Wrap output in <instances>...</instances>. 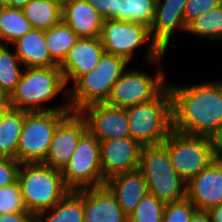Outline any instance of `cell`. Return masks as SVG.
Listing matches in <instances>:
<instances>
[{
	"label": "cell",
	"instance_id": "cell-1",
	"mask_svg": "<svg viewBox=\"0 0 222 222\" xmlns=\"http://www.w3.org/2000/svg\"><path fill=\"white\" fill-rule=\"evenodd\" d=\"M172 97V129L189 135L212 137L222 126V81L175 86Z\"/></svg>",
	"mask_w": 222,
	"mask_h": 222
},
{
	"label": "cell",
	"instance_id": "cell-2",
	"mask_svg": "<svg viewBox=\"0 0 222 222\" xmlns=\"http://www.w3.org/2000/svg\"><path fill=\"white\" fill-rule=\"evenodd\" d=\"M59 66L26 68L15 91L10 95L11 107L26 112L71 111L69 102L63 106H44L66 88Z\"/></svg>",
	"mask_w": 222,
	"mask_h": 222
},
{
	"label": "cell",
	"instance_id": "cell-3",
	"mask_svg": "<svg viewBox=\"0 0 222 222\" xmlns=\"http://www.w3.org/2000/svg\"><path fill=\"white\" fill-rule=\"evenodd\" d=\"M18 182L27 210L37 216L53 208L70 190L62 172L43 163H23Z\"/></svg>",
	"mask_w": 222,
	"mask_h": 222
},
{
	"label": "cell",
	"instance_id": "cell-4",
	"mask_svg": "<svg viewBox=\"0 0 222 222\" xmlns=\"http://www.w3.org/2000/svg\"><path fill=\"white\" fill-rule=\"evenodd\" d=\"M128 63L121 56L104 52L91 72L81 76L71 89L66 88L71 112H79L93 103L105 102L112 86L126 70Z\"/></svg>",
	"mask_w": 222,
	"mask_h": 222
},
{
	"label": "cell",
	"instance_id": "cell-5",
	"mask_svg": "<svg viewBox=\"0 0 222 222\" xmlns=\"http://www.w3.org/2000/svg\"><path fill=\"white\" fill-rule=\"evenodd\" d=\"M139 170L143 174L149 194L170 203L187 197V183L172 166L168 149L163 144L143 146Z\"/></svg>",
	"mask_w": 222,
	"mask_h": 222
},
{
	"label": "cell",
	"instance_id": "cell-6",
	"mask_svg": "<svg viewBox=\"0 0 222 222\" xmlns=\"http://www.w3.org/2000/svg\"><path fill=\"white\" fill-rule=\"evenodd\" d=\"M130 137L142 146L162 144L172 130V97L168 87L152 101L126 108Z\"/></svg>",
	"mask_w": 222,
	"mask_h": 222
},
{
	"label": "cell",
	"instance_id": "cell-7",
	"mask_svg": "<svg viewBox=\"0 0 222 222\" xmlns=\"http://www.w3.org/2000/svg\"><path fill=\"white\" fill-rule=\"evenodd\" d=\"M101 41L106 53L121 56L129 63L137 48L151 39L148 52L147 63L161 64V58L165 52L152 40L150 28L129 21L116 19L104 20Z\"/></svg>",
	"mask_w": 222,
	"mask_h": 222
},
{
	"label": "cell",
	"instance_id": "cell-8",
	"mask_svg": "<svg viewBox=\"0 0 222 222\" xmlns=\"http://www.w3.org/2000/svg\"><path fill=\"white\" fill-rule=\"evenodd\" d=\"M71 111L26 112L17 148V160L42 163L48 153L55 129Z\"/></svg>",
	"mask_w": 222,
	"mask_h": 222
},
{
	"label": "cell",
	"instance_id": "cell-9",
	"mask_svg": "<svg viewBox=\"0 0 222 222\" xmlns=\"http://www.w3.org/2000/svg\"><path fill=\"white\" fill-rule=\"evenodd\" d=\"M171 157L172 166L187 183L214 160L212 139L171 130L162 143Z\"/></svg>",
	"mask_w": 222,
	"mask_h": 222
},
{
	"label": "cell",
	"instance_id": "cell-10",
	"mask_svg": "<svg viewBox=\"0 0 222 222\" xmlns=\"http://www.w3.org/2000/svg\"><path fill=\"white\" fill-rule=\"evenodd\" d=\"M100 142L87 131L79 140L74 154L61 171L70 191L90 189L105 185L101 168Z\"/></svg>",
	"mask_w": 222,
	"mask_h": 222
},
{
	"label": "cell",
	"instance_id": "cell-11",
	"mask_svg": "<svg viewBox=\"0 0 222 222\" xmlns=\"http://www.w3.org/2000/svg\"><path fill=\"white\" fill-rule=\"evenodd\" d=\"M154 76L139 70H125L111 88L107 104L128 108L157 98L167 87L166 74L161 67Z\"/></svg>",
	"mask_w": 222,
	"mask_h": 222
},
{
	"label": "cell",
	"instance_id": "cell-12",
	"mask_svg": "<svg viewBox=\"0 0 222 222\" xmlns=\"http://www.w3.org/2000/svg\"><path fill=\"white\" fill-rule=\"evenodd\" d=\"M79 113L84 117L88 131L99 142L130 137L125 108L98 102L85 106Z\"/></svg>",
	"mask_w": 222,
	"mask_h": 222
},
{
	"label": "cell",
	"instance_id": "cell-13",
	"mask_svg": "<svg viewBox=\"0 0 222 222\" xmlns=\"http://www.w3.org/2000/svg\"><path fill=\"white\" fill-rule=\"evenodd\" d=\"M88 131L84 117L70 112L56 127L44 165L62 171L76 150L80 138Z\"/></svg>",
	"mask_w": 222,
	"mask_h": 222
},
{
	"label": "cell",
	"instance_id": "cell-14",
	"mask_svg": "<svg viewBox=\"0 0 222 222\" xmlns=\"http://www.w3.org/2000/svg\"><path fill=\"white\" fill-rule=\"evenodd\" d=\"M102 176L108 180L114 175L139 169L143 146L131 137L100 142Z\"/></svg>",
	"mask_w": 222,
	"mask_h": 222
},
{
	"label": "cell",
	"instance_id": "cell-15",
	"mask_svg": "<svg viewBox=\"0 0 222 222\" xmlns=\"http://www.w3.org/2000/svg\"><path fill=\"white\" fill-rule=\"evenodd\" d=\"M101 38H79L59 65L66 86L72 85L83 75L91 72L104 54Z\"/></svg>",
	"mask_w": 222,
	"mask_h": 222
},
{
	"label": "cell",
	"instance_id": "cell-16",
	"mask_svg": "<svg viewBox=\"0 0 222 222\" xmlns=\"http://www.w3.org/2000/svg\"><path fill=\"white\" fill-rule=\"evenodd\" d=\"M187 198L198 210L222 204V162L214 160L187 182Z\"/></svg>",
	"mask_w": 222,
	"mask_h": 222
},
{
	"label": "cell",
	"instance_id": "cell-17",
	"mask_svg": "<svg viewBox=\"0 0 222 222\" xmlns=\"http://www.w3.org/2000/svg\"><path fill=\"white\" fill-rule=\"evenodd\" d=\"M188 0H156L150 27L152 40L165 52L176 29L186 31L184 9Z\"/></svg>",
	"mask_w": 222,
	"mask_h": 222
},
{
	"label": "cell",
	"instance_id": "cell-18",
	"mask_svg": "<svg viewBox=\"0 0 222 222\" xmlns=\"http://www.w3.org/2000/svg\"><path fill=\"white\" fill-rule=\"evenodd\" d=\"M83 211L85 222H128V216L105 185L83 189Z\"/></svg>",
	"mask_w": 222,
	"mask_h": 222
},
{
	"label": "cell",
	"instance_id": "cell-19",
	"mask_svg": "<svg viewBox=\"0 0 222 222\" xmlns=\"http://www.w3.org/2000/svg\"><path fill=\"white\" fill-rule=\"evenodd\" d=\"M105 186L127 216L149 193L147 182L139 169L114 175L105 181Z\"/></svg>",
	"mask_w": 222,
	"mask_h": 222
},
{
	"label": "cell",
	"instance_id": "cell-20",
	"mask_svg": "<svg viewBox=\"0 0 222 222\" xmlns=\"http://www.w3.org/2000/svg\"><path fill=\"white\" fill-rule=\"evenodd\" d=\"M62 20L79 38L101 36L104 18L85 0H70L62 7Z\"/></svg>",
	"mask_w": 222,
	"mask_h": 222
},
{
	"label": "cell",
	"instance_id": "cell-21",
	"mask_svg": "<svg viewBox=\"0 0 222 222\" xmlns=\"http://www.w3.org/2000/svg\"><path fill=\"white\" fill-rule=\"evenodd\" d=\"M12 46L24 68L59 66L50 56L43 30L31 29Z\"/></svg>",
	"mask_w": 222,
	"mask_h": 222
},
{
	"label": "cell",
	"instance_id": "cell-22",
	"mask_svg": "<svg viewBox=\"0 0 222 222\" xmlns=\"http://www.w3.org/2000/svg\"><path fill=\"white\" fill-rule=\"evenodd\" d=\"M36 222H85L83 189L69 191L53 208L39 213Z\"/></svg>",
	"mask_w": 222,
	"mask_h": 222
},
{
	"label": "cell",
	"instance_id": "cell-23",
	"mask_svg": "<svg viewBox=\"0 0 222 222\" xmlns=\"http://www.w3.org/2000/svg\"><path fill=\"white\" fill-rule=\"evenodd\" d=\"M24 111L11 108L0 121V159L17 160Z\"/></svg>",
	"mask_w": 222,
	"mask_h": 222
},
{
	"label": "cell",
	"instance_id": "cell-24",
	"mask_svg": "<svg viewBox=\"0 0 222 222\" xmlns=\"http://www.w3.org/2000/svg\"><path fill=\"white\" fill-rule=\"evenodd\" d=\"M156 0H113V19L151 27Z\"/></svg>",
	"mask_w": 222,
	"mask_h": 222
},
{
	"label": "cell",
	"instance_id": "cell-25",
	"mask_svg": "<svg viewBox=\"0 0 222 222\" xmlns=\"http://www.w3.org/2000/svg\"><path fill=\"white\" fill-rule=\"evenodd\" d=\"M22 10L32 29L47 31L62 21V7L50 0H30Z\"/></svg>",
	"mask_w": 222,
	"mask_h": 222
},
{
	"label": "cell",
	"instance_id": "cell-26",
	"mask_svg": "<svg viewBox=\"0 0 222 222\" xmlns=\"http://www.w3.org/2000/svg\"><path fill=\"white\" fill-rule=\"evenodd\" d=\"M78 39L77 34L63 20L45 31L50 56L58 65L63 62Z\"/></svg>",
	"mask_w": 222,
	"mask_h": 222
},
{
	"label": "cell",
	"instance_id": "cell-27",
	"mask_svg": "<svg viewBox=\"0 0 222 222\" xmlns=\"http://www.w3.org/2000/svg\"><path fill=\"white\" fill-rule=\"evenodd\" d=\"M31 29L30 21L25 17L23 10L0 8V38L4 45H12Z\"/></svg>",
	"mask_w": 222,
	"mask_h": 222
},
{
	"label": "cell",
	"instance_id": "cell-28",
	"mask_svg": "<svg viewBox=\"0 0 222 222\" xmlns=\"http://www.w3.org/2000/svg\"><path fill=\"white\" fill-rule=\"evenodd\" d=\"M186 32L201 39L222 41V4L202 13L187 25Z\"/></svg>",
	"mask_w": 222,
	"mask_h": 222
},
{
	"label": "cell",
	"instance_id": "cell-29",
	"mask_svg": "<svg viewBox=\"0 0 222 222\" xmlns=\"http://www.w3.org/2000/svg\"><path fill=\"white\" fill-rule=\"evenodd\" d=\"M8 45L0 47V89L10 96L21 79L23 64L17 57L15 50L10 52Z\"/></svg>",
	"mask_w": 222,
	"mask_h": 222
},
{
	"label": "cell",
	"instance_id": "cell-30",
	"mask_svg": "<svg viewBox=\"0 0 222 222\" xmlns=\"http://www.w3.org/2000/svg\"><path fill=\"white\" fill-rule=\"evenodd\" d=\"M165 203L147 194L128 216V222H162Z\"/></svg>",
	"mask_w": 222,
	"mask_h": 222
},
{
	"label": "cell",
	"instance_id": "cell-31",
	"mask_svg": "<svg viewBox=\"0 0 222 222\" xmlns=\"http://www.w3.org/2000/svg\"><path fill=\"white\" fill-rule=\"evenodd\" d=\"M29 212L25 206L19 182L0 187V214Z\"/></svg>",
	"mask_w": 222,
	"mask_h": 222
},
{
	"label": "cell",
	"instance_id": "cell-32",
	"mask_svg": "<svg viewBox=\"0 0 222 222\" xmlns=\"http://www.w3.org/2000/svg\"><path fill=\"white\" fill-rule=\"evenodd\" d=\"M196 210L187 197L179 201L165 203L162 222H189Z\"/></svg>",
	"mask_w": 222,
	"mask_h": 222
},
{
	"label": "cell",
	"instance_id": "cell-33",
	"mask_svg": "<svg viewBox=\"0 0 222 222\" xmlns=\"http://www.w3.org/2000/svg\"><path fill=\"white\" fill-rule=\"evenodd\" d=\"M222 4V0H188L184 9V20L187 26L202 13L211 11Z\"/></svg>",
	"mask_w": 222,
	"mask_h": 222
},
{
	"label": "cell",
	"instance_id": "cell-34",
	"mask_svg": "<svg viewBox=\"0 0 222 222\" xmlns=\"http://www.w3.org/2000/svg\"><path fill=\"white\" fill-rule=\"evenodd\" d=\"M21 163L14 159H0V187L12 185L18 181Z\"/></svg>",
	"mask_w": 222,
	"mask_h": 222
},
{
	"label": "cell",
	"instance_id": "cell-35",
	"mask_svg": "<svg viewBox=\"0 0 222 222\" xmlns=\"http://www.w3.org/2000/svg\"><path fill=\"white\" fill-rule=\"evenodd\" d=\"M104 20L113 19V0H85Z\"/></svg>",
	"mask_w": 222,
	"mask_h": 222
},
{
	"label": "cell",
	"instance_id": "cell-36",
	"mask_svg": "<svg viewBox=\"0 0 222 222\" xmlns=\"http://www.w3.org/2000/svg\"><path fill=\"white\" fill-rule=\"evenodd\" d=\"M0 222H36V216L30 212L3 213Z\"/></svg>",
	"mask_w": 222,
	"mask_h": 222
},
{
	"label": "cell",
	"instance_id": "cell-37",
	"mask_svg": "<svg viewBox=\"0 0 222 222\" xmlns=\"http://www.w3.org/2000/svg\"><path fill=\"white\" fill-rule=\"evenodd\" d=\"M215 160L222 162V126L211 137Z\"/></svg>",
	"mask_w": 222,
	"mask_h": 222
},
{
	"label": "cell",
	"instance_id": "cell-38",
	"mask_svg": "<svg viewBox=\"0 0 222 222\" xmlns=\"http://www.w3.org/2000/svg\"><path fill=\"white\" fill-rule=\"evenodd\" d=\"M189 222H212L208 211L196 210Z\"/></svg>",
	"mask_w": 222,
	"mask_h": 222
},
{
	"label": "cell",
	"instance_id": "cell-39",
	"mask_svg": "<svg viewBox=\"0 0 222 222\" xmlns=\"http://www.w3.org/2000/svg\"><path fill=\"white\" fill-rule=\"evenodd\" d=\"M212 222H222V204L207 210Z\"/></svg>",
	"mask_w": 222,
	"mask_h": 222
},
{
	"label": "cell",
	"instance_id": "cell-40",
	"mask_svg": "<svg viewBox=\"0 0 222 222\" xmlns=\"http://www.w3.org/2000/svg\"><path fill=\"white\" fill-rule=\"evenodd\" d=\"M29 1L30 0H11L10 7L22 10Z\"/></svg>",
	"mask_w": 222,
	"mask_h": 222
},
{
	"label": "cell",
	"instance_id": "cell-41",
	"mask_svg": "<svg viewBox=\"0 0 222 222\" xmlns=\"http://www.w3.org/2000/svg\"><path fill=\"white\" fill-rule=\"evenodd\" d=\"M11 108V102H0V121Z\"/></svg>",
	"mask_w": 222,
	"mask_h": 222
},
{
	"label": "cell",
	"instance_id": "cell-42",
	"mask_svg": "<svg viewBox=\"0 0 222 222\" xmlns=\"http://www.w3.org/2000/svg\"><path fill=\"white\" fill-rule=\"evenodd\" d=\"M0 102H11L10 96L4 93L1 89H0Z\"/></svg>",
	"mask_w": 222,
	"mask_h": 222
},
{
	"label": "cell",
	"instance_id": "cell-43",
	"mask_svg": "<svg viewBox=\"0 0 222 222\" xmlns=\"http://www.w3.org/2000/svg\"><path fill=\"white\" fill-rule=\"evenodd\" d=\"M11 0H0V8L10 7Z\"/></svg>",
	"mask_w": 222,
	"mask_h": 222
},
{
	"label": "cell",
	"instance_id": "cell-44",
	"mask_svg": "<svg viewBox=\"0 0 222 222\" xmlns=\"http://www.w3.org/2000/svg\"><path fill=\"white\" fill-rule=\"evenodd\" d=\"M50 1H53L57 3L58 5H60L61 7H63L70 0H50Z\"/></svg>",
	"mask_w": 222,
	"mask_h": 222
},
{
	"label": "cell",
	"instance_id": "cell-45",
	"mask_svg": "<svg viewBox=\"0 0 222 222\" xmlns=\"http://www.w3.org/2000/svg\"><path fill=\"white\" fill-rule=\"evenodd\" d=\"M3 45H4V44L2 43V40H1V38H0V47L3 46Z\"/></svg>",
	"mask_w": 222,
	"mask_h": 222
}]
</instances>
